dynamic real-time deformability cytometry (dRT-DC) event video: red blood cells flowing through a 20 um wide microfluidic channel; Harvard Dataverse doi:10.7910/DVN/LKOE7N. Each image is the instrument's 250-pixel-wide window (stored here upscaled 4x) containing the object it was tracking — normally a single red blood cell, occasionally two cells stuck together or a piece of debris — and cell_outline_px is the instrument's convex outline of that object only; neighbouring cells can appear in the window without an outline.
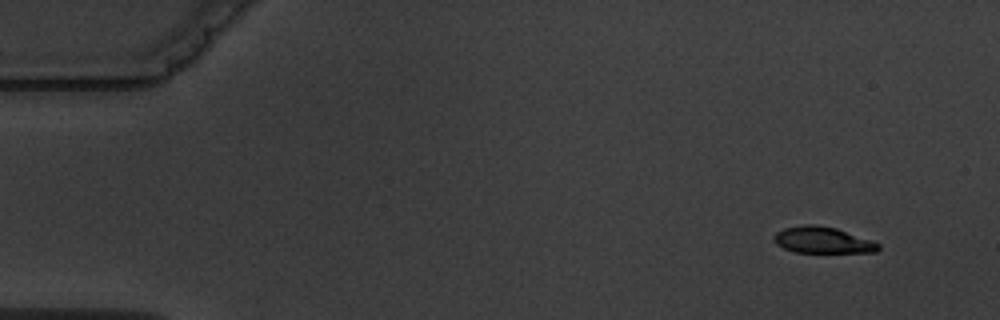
{"species": "common noctule bat (a hibernating species)", "species_latin": "Nyctalus noctula", "temperature_condition": "warm", "stored_images_in_passage": 7, "camera_frame_rate_fps": 3000, "um_per_image_px": 0.085, "animal": {"sex": "male", "body_mass_g": 19.5, "forearm_length_mm": 54.6}, "frame": {"image": 1, "passage_image": 2, "time_ms": 1.333, "image_size_px": [1000, 320], "cell_outline_px": [[880, 248], [876, 252], [796, 252], [784, 248], [776, 244], [772, 240], [772, 236], [776, 232], [784, 228], [804, 224], [816, 224], [836, 228], [872, 240], [880, 244]], "centroid_in_image_um": [69.9, 20.4], "position_along_channel_um": 15.1, "area_um2": 16.13}}
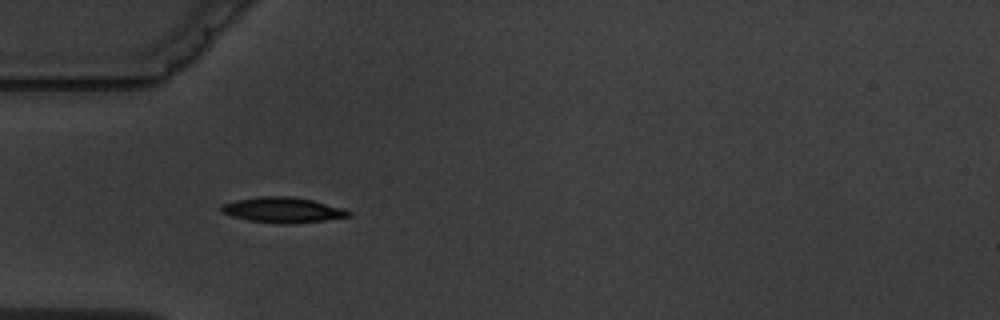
{"frame": {"image": 2, "passage_image": 6, "time_ms": 5.667, "image_size_px": [1000, 320], "cell_outline_px": [[352, 216], [324, 220], [248, 220], [232, 216], [220, 212], [220, 204], [236, 200], [256, 196], [288, 196], [312, 200], [344, 208], [352, 212]], "centroid_in_image_um": [23.99, 17.77], "position_along_channel_um": 61.0, "area_um2": 17.74}}